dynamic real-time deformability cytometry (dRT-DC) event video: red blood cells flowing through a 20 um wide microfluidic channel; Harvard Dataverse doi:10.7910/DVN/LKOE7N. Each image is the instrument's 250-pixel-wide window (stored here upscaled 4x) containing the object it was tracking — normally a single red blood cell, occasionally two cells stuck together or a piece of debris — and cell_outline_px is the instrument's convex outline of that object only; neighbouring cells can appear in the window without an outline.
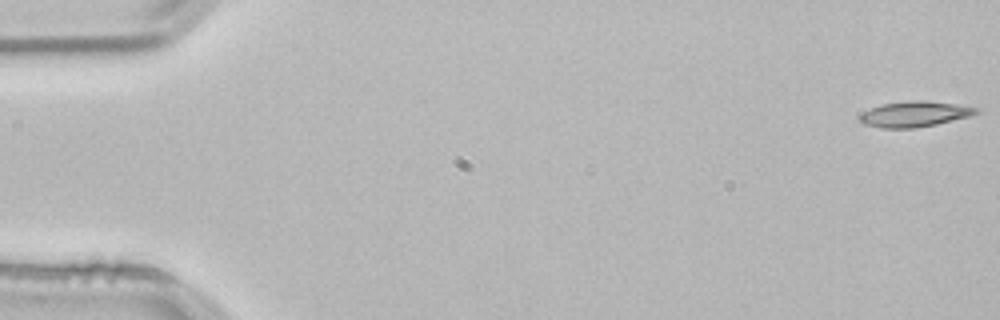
{"species": "common noctule bat (a hibernating species)", "species_latin": "Nyctalus noctula", "temperature_condition": "room temperature", "stored_images_in_passage": 53, "camera_frame_rate_fps": 3000, "um_per_image_px": 0.085, "animal": {"sex": "male", "body_mass_g": 21.5, "forearm_length_mm": 52.0}, "frame": {"image": 1, "passage_image": 1, "time_ms": 0.0, "image_size_px": [1000, 320], "cell_outline_px": [[980, 112], [968, 116], [936, 124], [916, 128], [880, 128], [864, 124], [856, 120], [856, 116], [860, 112], [880, 104], [908, 100], [924, 100], [980, 108]], "centroid_in_image_um": [77.62, 9.69], "position_along_channel_um": 7.4, "area_um2": 17.57}}
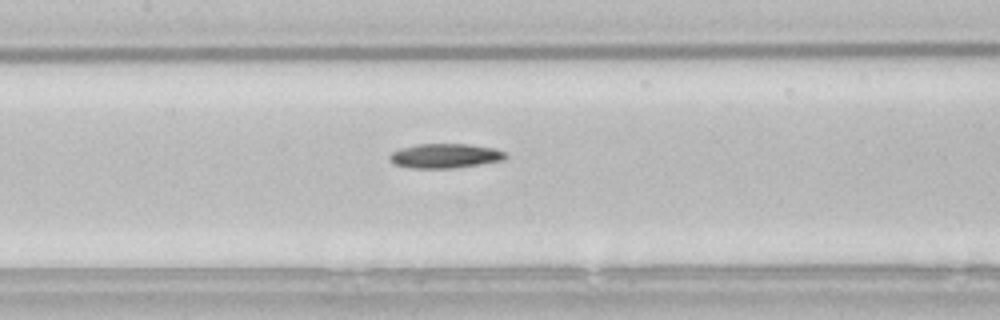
{"frame": {"image": 2, "passage_image": 25, "time_ms": 8.0, "image_size_px": [1000, 320], "cell_outline_px": [[508, 156], [504, 160], [452, 168], [412, 168], [392, 164], [388, 156], [392, 152], [400, 148], [416, 144], [468, 144], [496, 148], [508, 152]], "centroid_in_image_um": [37.84, 13.24], "position_along_channel_um": 169.6, "area_um2": 16.7}}
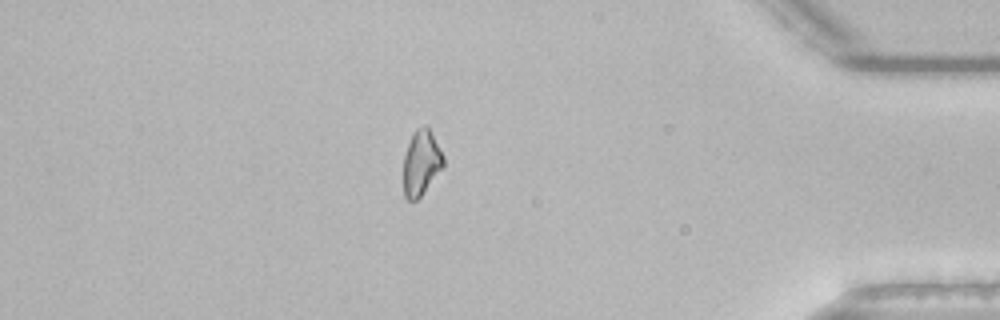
{"frame": {"image": 3, "passage_image": 46, "time_ms": 15.0, "image_size_px": [1000, 320], "cell_outline_px": [[444, 168], [420, 196], [416, 200], [408, 200], [404, 196], [404, 156], [412, 132], [416, 128], [424, 124], [428, 124], [444, 156]], "centroid_in_image_um": [35.83, 13.79], "position_along_channel_um": 399.4, "area_um2": 15.43}}